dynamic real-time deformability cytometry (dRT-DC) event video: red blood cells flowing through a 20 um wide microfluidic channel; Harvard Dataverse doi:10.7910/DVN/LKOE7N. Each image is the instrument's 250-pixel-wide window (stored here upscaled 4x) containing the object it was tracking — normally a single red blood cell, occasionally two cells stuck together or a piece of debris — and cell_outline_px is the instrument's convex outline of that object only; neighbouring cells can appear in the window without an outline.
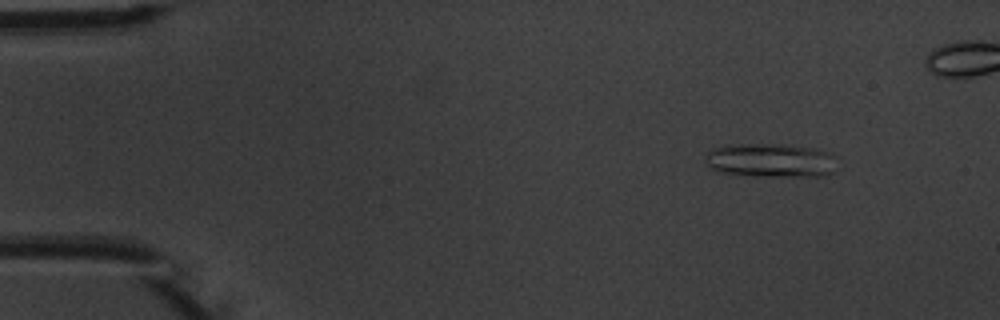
{"species": "common noctule bat (a hibernating species)", "species_latin": "Nyctalus noctula", "temperature_condition": "warm", "stored_images_in_passage": 7, "camera_frame_rate_fps": 3000, "um_per_image_px": 0.085, "animal": {"sex": "male", "body_mass_g": 20.1, "forearm_length_mm": 53.5}, "frame": {"image": 1, "passage_image": 2, "time_ms": 1.333, "image_size_px": [1000, 320], "cell_outline_px": [[836, 156], [832, 172], [824, 176], [744, 176], [716, 172], [708, 164], [708, 152], [712, 148], [732, 144], [788, 144], [820, 148]], "centroid_in_image_um": [65.54, 13.63], "position_along_channel_um": 19.5, "area_um2": 26.41}}
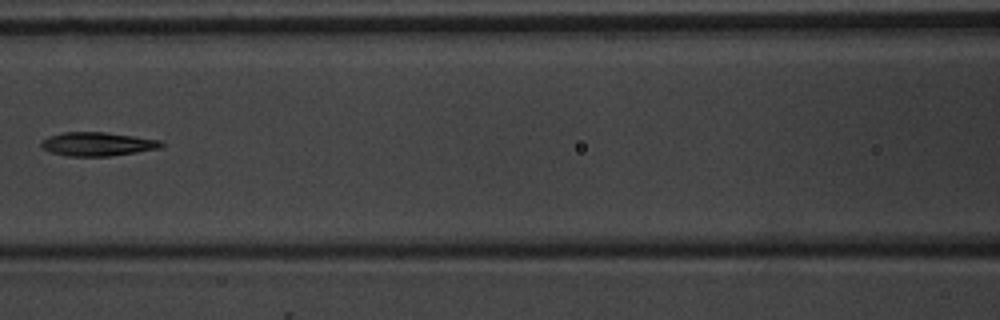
{"frame": {"image": 2, "passage_image": 7, "time_ms": 7.333, "image_size_px": [1000, 320], "cell_outline_px": [[164, 144], [160, 148], [136, 152], [108, 156], [68, 156], [52, 152], [44, 148], [40, 144], [40, 140], [64, 132], [104, 132], [136, 136], [160, 140]], "centroid_in_image_um": [8.31, 12.24], "position_along_channel_um": 158.3, "area_um2": 16.42}}